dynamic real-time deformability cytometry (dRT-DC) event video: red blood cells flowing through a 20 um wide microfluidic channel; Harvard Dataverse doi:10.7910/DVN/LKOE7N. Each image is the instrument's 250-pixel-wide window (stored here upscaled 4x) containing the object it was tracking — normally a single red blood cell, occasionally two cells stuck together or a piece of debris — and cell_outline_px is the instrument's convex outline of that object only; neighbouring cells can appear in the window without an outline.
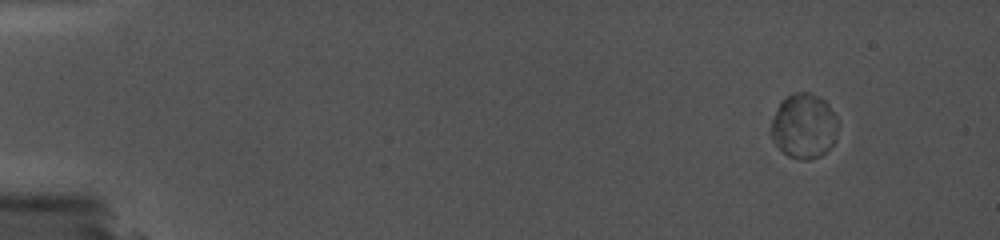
{"species": "common noctule bat (a hibernating species)", "species_latin": "Nyctalus noctula", "temperature_condition": "cold", "stored_images_in_passage": 48, "camera_frame_rate_fps": 5000, "um_per_image_px": 0.085, "animal": {"sex": "female", "body_mass_g": 19.0, "forearm_length_mm": 56.7}, "frame": {"image": 1, "passage_image": 1, "time_ms": 0.0, "image_size_px": [1000, 240], "cell_outline_px": [[840, 124], [836, 136], [832, 144], [820, 156], [808, 160], [800, 160], [788, 156], [772, 140], [768, 128], [772, 116], [780, 104], [788, 96], [796, 92], [808, 92], [820, 96], [828, 104], [836, 116]], "centroid_in_image_um": [68.33, 10.71], "position_along_channel_um": 16.7, "area_um2": 25.61}}
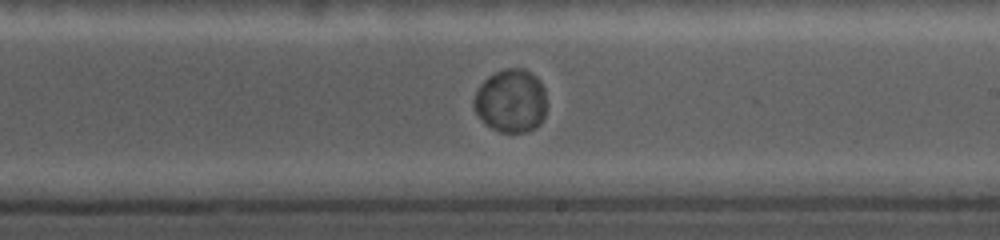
{"frame": {"image": 2, "passage_image": 43, "time_ms": 10.0, "image_size_px": [1000, 240], "cell_outline_px": [[544, 116], [540, 124], [536, 128], [528, 132], [500, 132], [484, 124], [476, 112], [472, 104], [472, 100], [476, 88], [488, 76], [504, 68], [524, 68], [536, 76], [540, 80], [544, 88]], "centroid_in_image_um": [43.39, 8.57], "position_along_channel_um": 245.6, "area_um2": 27.17}}
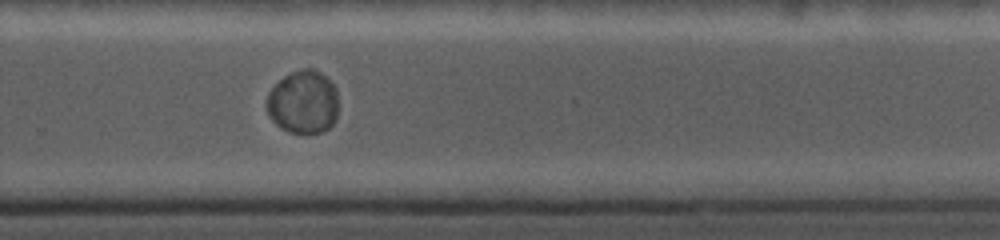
{"frame": {"image": 3, "passage_image": 47, "time_ms": 11.6, "image_size_px": [1000, 240], "cell_outline_px": [[336, 120], [328, 128], [320, 132], [288, 132], [280, 128], [268, 116], [268, 92], [284, 76], [300, 68], [312, 68], [320, 72], [336, 88]], "centroid_in_image_um": [25.76, 8.67], "position_along_channel_um": 304.0, "area_um2": 26.07}}